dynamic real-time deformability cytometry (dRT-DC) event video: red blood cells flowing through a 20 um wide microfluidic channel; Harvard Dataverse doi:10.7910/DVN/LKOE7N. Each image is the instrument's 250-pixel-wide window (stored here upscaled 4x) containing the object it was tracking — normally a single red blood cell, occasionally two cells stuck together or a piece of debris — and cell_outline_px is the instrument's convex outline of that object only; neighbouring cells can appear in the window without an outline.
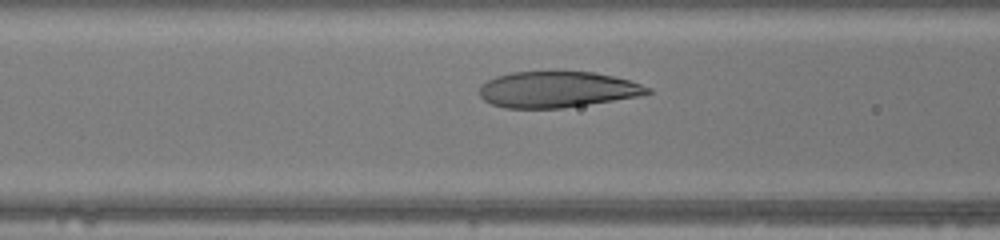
{"species": "human", "species_latin": "Homo sapiens", "temperature_condition": "warm", "stored_images_in_passage": 33, "camera_frame_rate_fps": 3000, "um_per_image_px": 0.085, "donor": {"sex": "female"}, "frame": {"image": 1, "passage_image": 13, "time_ms": 4.0, "image_size_px": [1000, 240], "cell_outline_px": [[652, 92], [636, 96], [564, 108], [504, 108], [492, 104], [484, 100], [480, 96], [480, 84], [496, 76], [512, 72], [592, 72], [612, 76], [628, 80], [652, 88]], "centroid_in_image_um": [47.32, 7.61], "position_along_channel_um": 119.3, "area_um2": 34.97}}
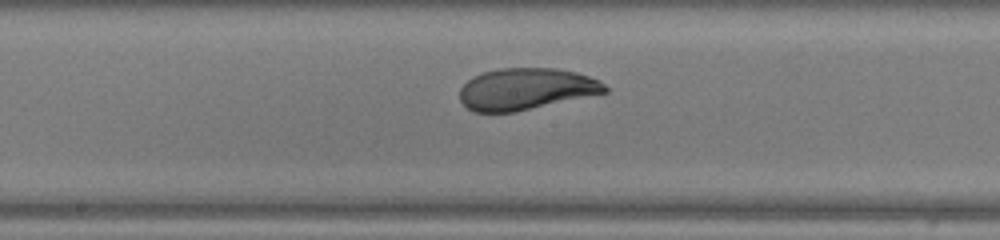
{"frame": {"image": 2, "passage_image": 19, "time_ms": 6.0, "image_size_px": [1000, 240], "cell_outline_px": [[608, 92], [516, 112], [472, 112], [460, 100], [460, 88], [472, 76], [484, 72], [500, 68], [556, 68], [576, 72], [600, 80], [608, 88]], "centroid_in_image_um": [44.71, 7.56], "position_along_channel_um": 203.5, "area_um2": 35.32}}
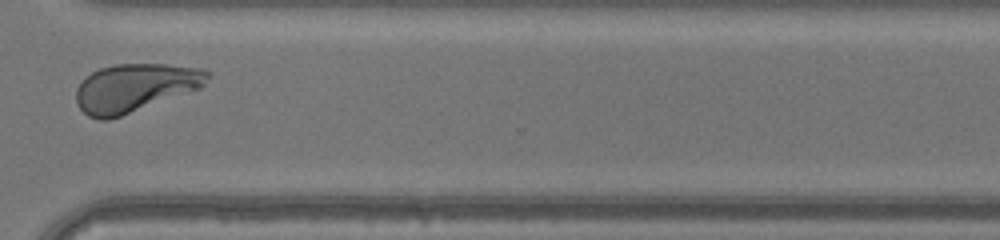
{"frame": {"image": 3, "passage_image": 30, "time_ms": 9.667, "image_size_px": [1000, 240], "cell_outline_px": [[212, 72], [204, 84], [200, 88], [120, 116], [108, 120], [100, 120], [88, 116], [76, 104], [76, 88], [84, 76], [100, 68], [116, 64], [164, 64], [200, 68]], "centroid_in_image_um": [11.43, 7.45], "position_along_channel_um": 359.2, "area_um2": 36.76}, "authors_computed_cell_mechanics": {"area_um2": 36.0672, "velocity_mm_per_s": 4.2227, "shape_relaxation_time_tau1_ms": 3.7795, "shape_relaxation_time_tau2_ms": 0.7571, "deformation_change_tau1": 0.1896, "deformation_change_tau2": 0.054}}